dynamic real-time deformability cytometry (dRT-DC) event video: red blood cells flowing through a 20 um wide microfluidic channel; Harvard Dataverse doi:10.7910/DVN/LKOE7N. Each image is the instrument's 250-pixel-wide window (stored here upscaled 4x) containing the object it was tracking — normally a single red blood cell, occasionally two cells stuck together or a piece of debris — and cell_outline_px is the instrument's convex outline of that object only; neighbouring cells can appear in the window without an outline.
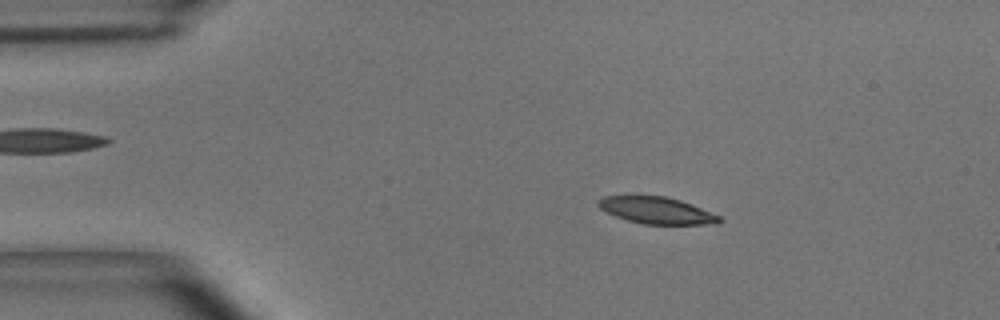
{"species": "common noctule bat (a hibernating species)", "species_latin": "Nyctalus noctula", "temperature_condition": "room temperature", "stored_images_in_passage": 48, "camera_frame_rate_fps": 3000, "um_per_image_px": 0.085, "animal": {"sex": "male", "body_mass_g": 15.6}, "frame": {"image": 1, "passage_image": 3, "time_ms": 0.667, "image_size_px": [1000, 320], "cell_outline_px": [[724, 220], [716, 224], [640, 224], [616, 216], [600, 208], [596, 204], [596, 200], [604, 196], [664, 196], [680, 200], [720, 216]], "centroid_in_image_um": [55.8, 17.89], "position_along_channel_um": 29.2, "area_um2": 18.73}}
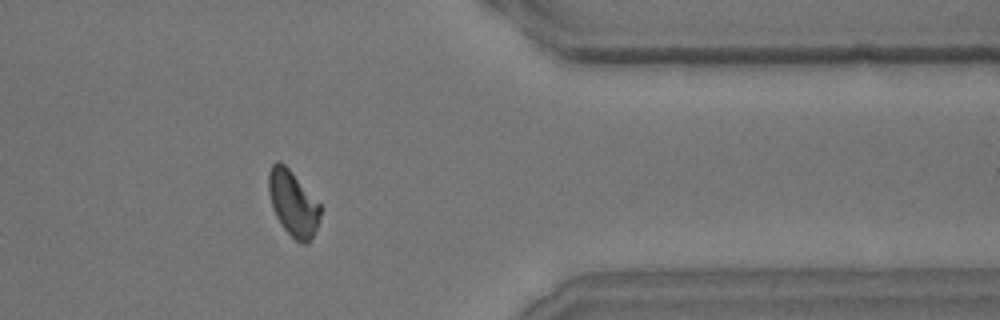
{"frame": {"image": 2, "passage_image": 38, "time_ms": 12.333, "image_size_px": [1000, 320], "cell_outline_px": [[324, 208], [316, 228], [308, 244], [300, 244], [284, 228], [276, 216], [272, 208], [268, 192], [268, 172], [272, 164], [276, 160], [280, 160], [292, 172]], "centroid_in_image_um": [24.91, 17.27], "position_along_channel_um": 386.5, "area_um2": 19.88}}
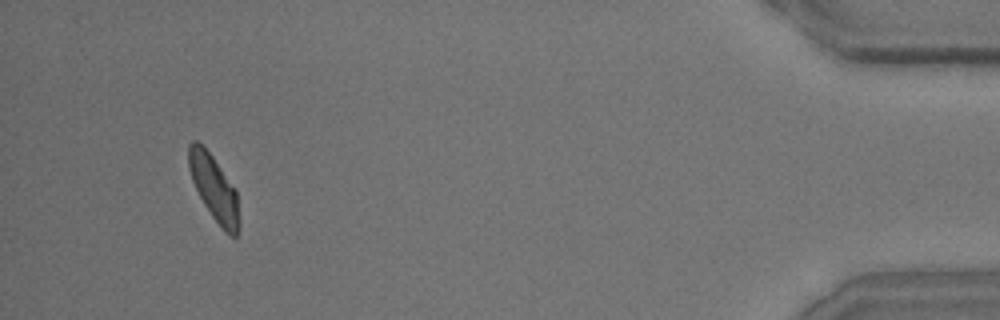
{"frame": {"image": 3, "passage_image": 45, "time_ms": 14.667, "image_size_px": [1000, 320], "cell_outline_px": [[240, 228], [236, 236], [228, 236], [224, 232], [212, 216], [204, 204], [192, 180], [188, 168], [188, 144], [192, 140], [196, 140], [212, 156], [236, 188], [240, 220]], "centroid_in_image_um": [18.22, 16.03], "position_along_channel_um": 417.0, "area_um2": 19.36}, "authors_computed_cell_mechanics": {"area_um2": 19.8832, "velocity_mm_per_s": 3.6427, "shape_relaxation_time_tau1_ms": 5.5091, "shape_relaxation_time_tau2_ms": 3.707, "deformation_change_tau1": 0.1505, "deformation_change_tau2": 0.082}}